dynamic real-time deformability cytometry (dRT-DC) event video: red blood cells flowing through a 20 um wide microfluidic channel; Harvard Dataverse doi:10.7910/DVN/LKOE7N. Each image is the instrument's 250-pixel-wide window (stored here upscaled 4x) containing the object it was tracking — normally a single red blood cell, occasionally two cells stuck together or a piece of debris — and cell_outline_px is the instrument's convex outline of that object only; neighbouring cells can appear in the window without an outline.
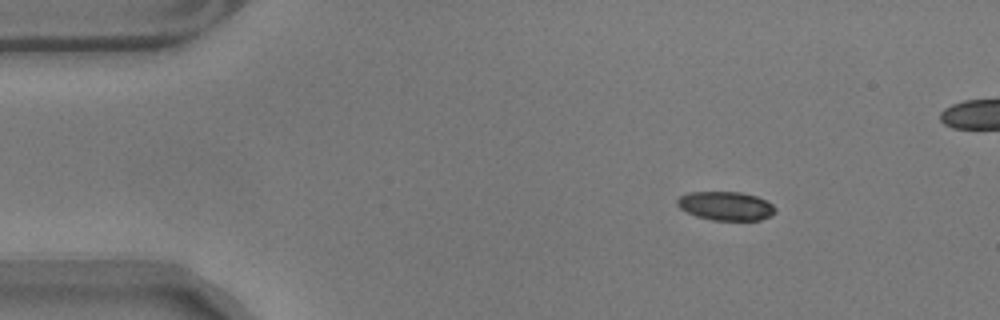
{"species": "common noctule bat (a hibernating species)", "species_latin": "Nyctalus noctula", "temperature_condition": "warm", "stored_images_in_passage": 51, "camera_frame_rate_fps": 3000, "um_per_image_px": 0.085, "animal": {"sex": "male", "body_mass_g": 17.9}, "frame": {"image": 1, "passage_image": 1, "time_ms": 0.0, "image_size_px": [1000, 320], "cell_outline_px": [[776, 212], [772, 216], [760, 220], [712, 220], [696, 216], [680, 208], [676, 204], [676, 200], [680, 196], [688, 192], [740, 192], [756, 196], [772, 204], [776, 208]], "centroid_in_image_um": [61.7, 17.51], "position_along_channel_um": 23.3, "area_um2": 16.47}}
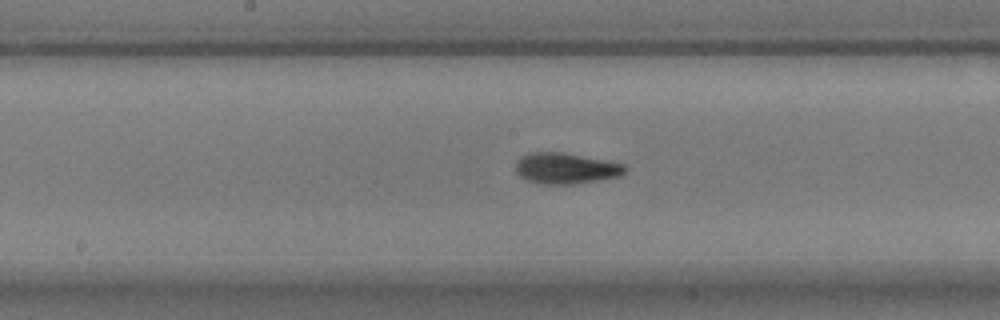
{"frame": {"image": 2, "passage_image": 22, "time_ms": 7.0, "image_size_px": [1000, 320], "cell_outline_px": [[628, 168], [620, 176], [572, 184], [540, 184], [528, 180], [520, 176], [516, 172], [516, 160], [520, 156], [528, 152], [564, 152], [608, 160], [624, 164]], "centroid_in_image_um": [48.08, 14.29], "position_along_channel_um": 200.1, "area_um2": 19.88}}
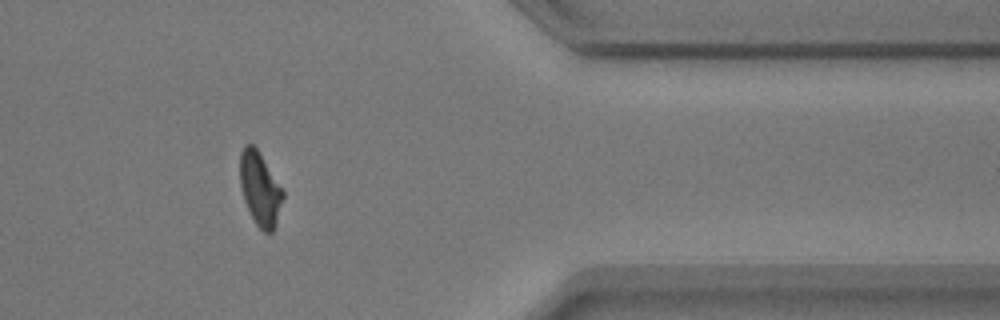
{"frame": {"image": 3, "passage_image": 40, "time_ms": 13.0, "image_size_px": [1000, 320], "cell_outline_px": [[284, 196], [276, 224], [272, 232], [264, 232], [256, 224], [244, 200], [240, 184], [240, 152], [244, 144], [252, 144], [256, 148], [284, 192]], "centroid_in_image_um": [22.09, 16.05], "position_along_channel_um": 389.3, "area_um2": 18.03}, "authors_computed_cell_mechanics": {"area_um2": 18.3804, "velocity_mm_per_s": 3.5169, "shape_relaxation_time_tau1_ms": 3.083, "shape_relaxation_time_tau2_ms": 1.4891, "deformation_change_tau1": 0.1435, "deformation_change_tau2": 0.0832}}